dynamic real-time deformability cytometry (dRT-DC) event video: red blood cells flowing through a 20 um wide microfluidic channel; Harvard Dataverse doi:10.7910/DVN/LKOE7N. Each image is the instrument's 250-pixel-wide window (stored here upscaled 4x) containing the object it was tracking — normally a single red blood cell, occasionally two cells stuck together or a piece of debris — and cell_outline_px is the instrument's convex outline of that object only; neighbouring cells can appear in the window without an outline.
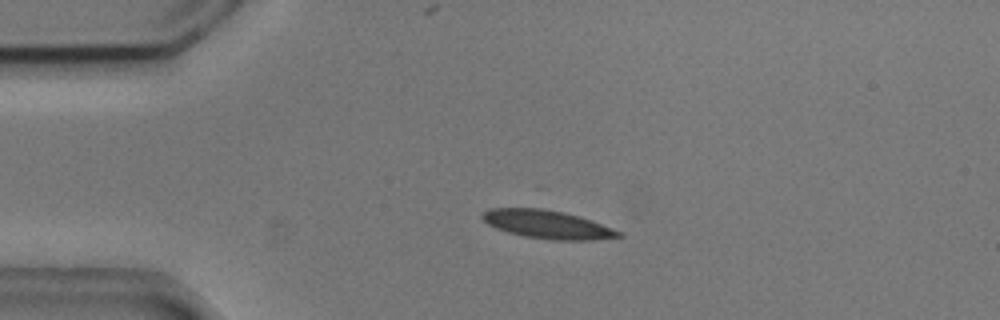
{"species": "common noctule bat (a hibernating species)", "species_latin": "Nyctalus noctula", "temperature_condition": "cold", "stored_images_in_passage": 5, "camera_frame_rate_fps": 3000, "um_per_image_px": 0.085, "animal": {"sex": "male", "body_mass_g": 20.5, "forearm_length_mm": 52.5}, "frame": {"image": 1, "passage_image": 4, "time_ms": 1.0, "image_size_px": [1000, 320], "cell_outline_px": [[624, 236], [592, 240], [552, 240], [524, 236], [508, 232], [496, 228], [488, 224], [480, 216], [488, 208], [544, 208], [564, 212], [580, 216], [624, 232]], "centroid_in_image_um": [46.56, 19.07], "position_along_channel_um": 38.4, "area_um2": 22.6}}